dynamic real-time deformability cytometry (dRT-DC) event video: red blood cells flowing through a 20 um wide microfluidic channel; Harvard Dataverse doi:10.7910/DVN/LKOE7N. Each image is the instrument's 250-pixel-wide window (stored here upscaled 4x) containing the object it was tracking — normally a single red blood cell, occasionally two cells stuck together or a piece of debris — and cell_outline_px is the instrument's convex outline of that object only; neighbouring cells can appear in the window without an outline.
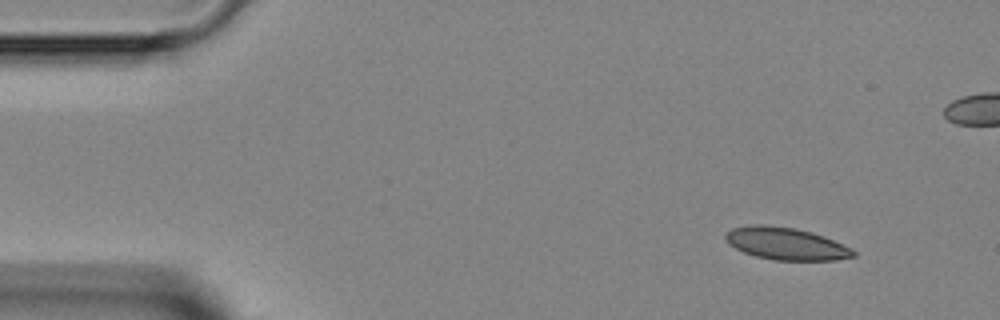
{"species": "Egyptian fruit bat (a non-hibernating species)", "species_latin": "Rousettus aegyptiacus", "temperature_condition": "room temperature", "stored_images_in_passage": 4, "camera_frame_rate_fps": 3000, "um_per_image_px": 0.085, "animal": {"sex": "female"}, "frame": {"image": 1, "passage_image": 1, "time_ms": 0.0, "image_size_px": [1000, 320], "cell_outline_px": [[856, 256], [836, 260], [776, 260], [756, 256], [744, 252], [728, 244], [724, 236], [732, 228], [748, 224], [764, 224], [796, 228], [812, 232], [824, 236], [856, 252]], "centroid_in_image_um": [66.77, 20.7], "position_along_channel_um": 18.2, "area_um2": 23.93}}